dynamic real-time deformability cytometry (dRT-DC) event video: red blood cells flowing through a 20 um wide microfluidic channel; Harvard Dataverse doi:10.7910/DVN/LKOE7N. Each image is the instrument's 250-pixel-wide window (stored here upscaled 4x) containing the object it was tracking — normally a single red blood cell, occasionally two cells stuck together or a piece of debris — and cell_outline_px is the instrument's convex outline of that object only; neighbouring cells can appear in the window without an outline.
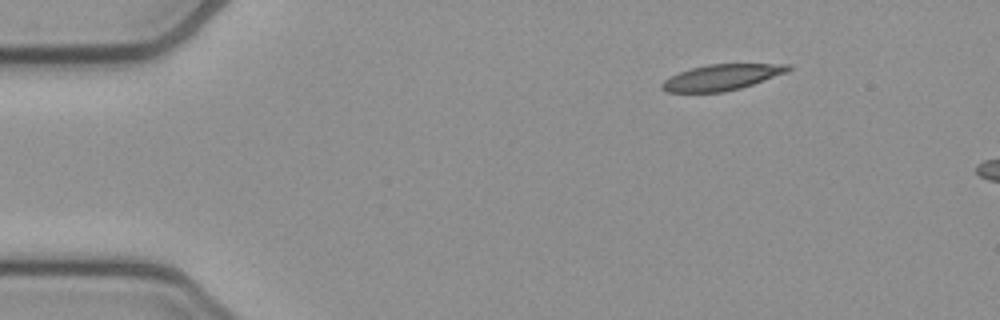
{"species": "common noctule bat (a hibernating species)", "species_latin": "Nyctalus noctula", "temperature_condition": "cold", "stored_images_in_passage": 7, "camera_frame_rate_fps": 3000, "um_per_image_px": 0.085, "animal": {"sex": "female", "body_mass_g": 21.9}, "frame": {"image": 1, "passage_image": 1, "time_ms": 0.0, "image_size_px": [1000, 320], "cell_outline_px": [[792, 68], [788, 72], [740, 88], [724, 92], [664, 92], [660, 88], [660, 84], [664, 80], [680, 72], [692, 68], [708, 64], [792, 64]], "centroid_in_image_um": [61.34, 6.57], "position_along_channel_um": 23.7, "area_um2": 18.96}}